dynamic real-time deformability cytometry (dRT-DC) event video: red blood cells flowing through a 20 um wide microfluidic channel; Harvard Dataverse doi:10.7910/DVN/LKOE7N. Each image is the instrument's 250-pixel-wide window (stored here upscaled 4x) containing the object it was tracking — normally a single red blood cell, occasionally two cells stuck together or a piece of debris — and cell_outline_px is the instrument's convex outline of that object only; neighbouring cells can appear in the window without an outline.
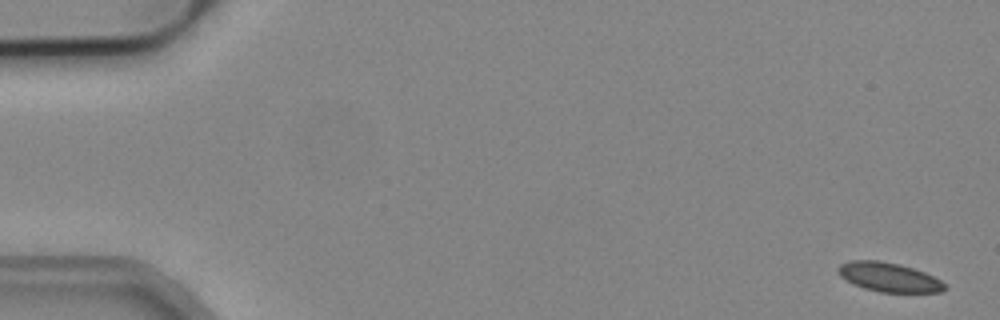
{"species": "common noctule bat (a hibernating species)", "species_latin": "Nyctalus noctula", "temperature_condition": "cold", "stored_images_in_passage": 5, "camera_frame_rate_fps": 3000, "um_per_image_px": 0.085, "animal": {"sex": "male", "body_mass_g": 19.2, "forearm_length_mm": 51.8}, "frame": {"image": 1, "passage_image": 1, "time_ms": 0.0, "image_size_px": [1000, 320], "cell_outline_px": [[948, 288], [940, 292], [880, 292], [864, 288], [852, 284], [840, 276], [836, 272], [836, 268], [840, 264], [848, 260], [880, 260], [900, 264], [924, 272], [940, 280]], "centroid_in_image_um": [75.5, 23.55], "position_along_channel_um": 9.5, "area_um2": 18.26}}
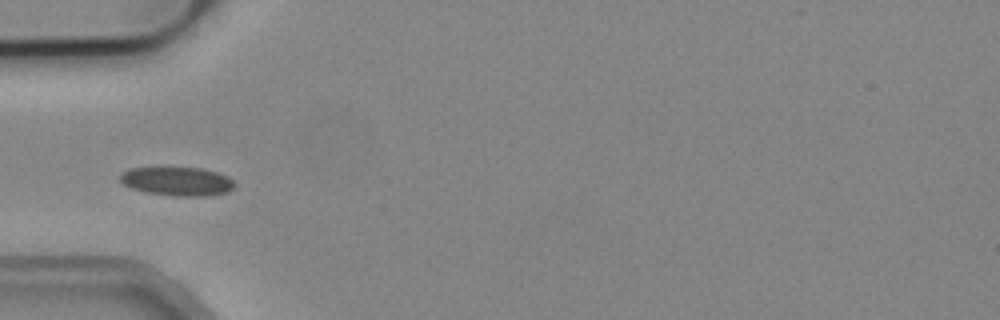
{"frame": {"image": 2, "passage_image": 5, "time_ms": 1.333, "image_size_px": [1000, 320], "cell_outline_px": [[236, 184], [228, 192], [208, 196], [176, 196], [144, 192], [132, 188], [124, 184], [120, 180], [120, 176], [124, 172], [132, 168], [200, 168], [216, 172], [228, 176]], "centroid_in_image_um": [15.1, 15.42], "position_along_channel_um": 69.9, "area_um2": 19.02}}